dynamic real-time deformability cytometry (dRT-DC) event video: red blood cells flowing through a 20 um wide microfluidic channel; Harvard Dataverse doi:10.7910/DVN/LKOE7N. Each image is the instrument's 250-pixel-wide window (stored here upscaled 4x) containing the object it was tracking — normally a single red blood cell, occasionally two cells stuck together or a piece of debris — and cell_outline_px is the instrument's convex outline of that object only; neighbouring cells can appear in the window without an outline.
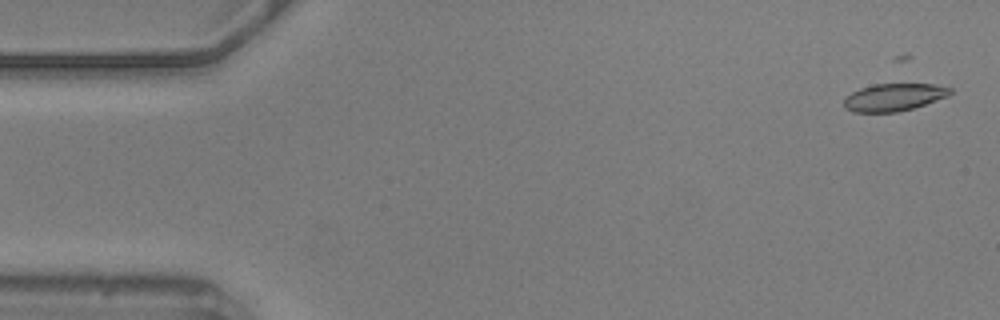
{"species": "common noctule bat (a hibernating species)", "species_latin": "Nyctalus noctula", "temperature_condition": "warm", "stored_images_in_passage": 8, "camera_frame_rate_fps": 3000, "um_per_image_px": 0.085, "animal": {"sex": "male", "body_mass_g": 20.5, "forearm_length_mm": 52.5}, "frame": {"image": 1, "passage_image": 2, "time_ms": 0.333, "image_size_px": [1000, 320], "cell_outline_px": [[952, 92], [948, 96], [912, 108], [896, 112], [852, 112], [844, 108], [844, 100], [852, 92], [860, 88], [872, 84], [932, 84], [952, 88]], "centroid_in_image_um": [75.96, 8.26], "position_along_channel_um": 9.0, "area_um2": 16.88}}